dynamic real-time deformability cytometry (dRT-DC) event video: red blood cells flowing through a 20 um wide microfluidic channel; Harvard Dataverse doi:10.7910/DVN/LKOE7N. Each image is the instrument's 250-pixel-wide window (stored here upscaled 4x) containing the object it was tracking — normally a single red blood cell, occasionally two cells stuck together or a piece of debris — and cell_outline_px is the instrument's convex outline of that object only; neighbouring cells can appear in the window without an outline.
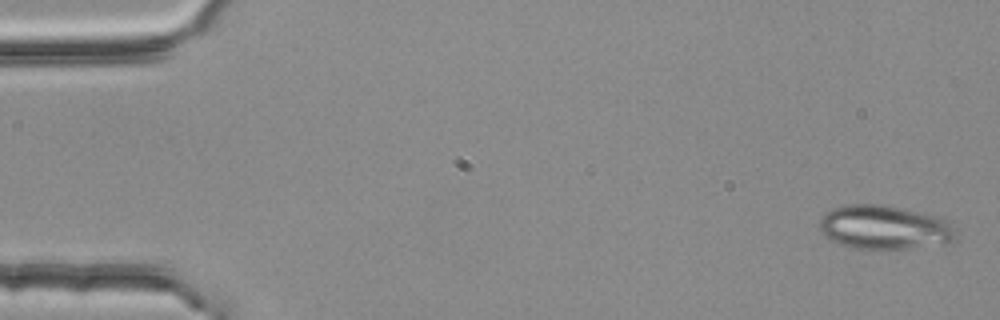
{"species": "common noctule bat (a hibernating species)", "species_latin": "Nyctalus noctula", "temperature_condition": "room temperature", "stored_images_in_passage": 3, "camera_frame_rate_fps": 3000, "um_per_image_px": 0.085, "animal": {"sex": "female", "body_mass_g": 25.1}, "frame": {"image": 1, "passage_image": 1, "time_ms": 0.0, "image_size_px": [1000, 320], "cell_outline_px": [[956, 240], [948, 244], [908, 248], [852, 248], [828, 240], [820, 232], [820, 220], [832, 208], [840, 204], [884, 204], [936, 216], [952, 224], [956, 228]], "centroid_in_image_um": [75.18, 19.32], "position_along_channel_um": 9.8, "area_um2": 35.2}}